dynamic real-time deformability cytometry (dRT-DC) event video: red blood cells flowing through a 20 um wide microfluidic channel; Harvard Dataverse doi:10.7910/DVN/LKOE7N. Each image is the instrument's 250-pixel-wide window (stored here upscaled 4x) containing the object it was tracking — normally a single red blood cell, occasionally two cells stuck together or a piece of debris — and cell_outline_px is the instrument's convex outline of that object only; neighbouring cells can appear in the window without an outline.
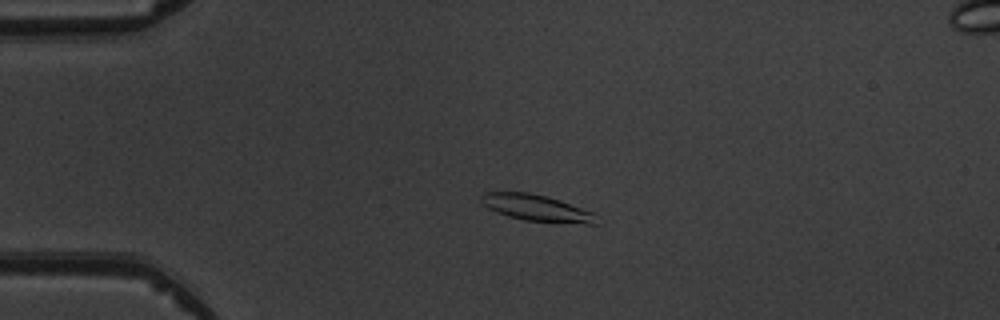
{"species": "common noctule bat (a hibernating species)", "species_latin": "Nyctalus noctula", "temperature_condition": "warm", "stored_images_in_passage": 5, "camera_frame_rate_fps": 3000, "um_per_image_px": 0.085, "animal": {"sex": "male", "body_mass_g": 19.5, "forearm_length_mm": 54.6}, "frame": {"image": 1, "passage_image": 4, "time_ms": 3.667, "image_size_px": [1000, 320], "cell_outline_px": [[600, 224], [584, 224], [524, 220], [508, 216], [496, 212], [488, 208], [480, 200], [480, 196], [484, 192], [528, 192], [548, 196], [560, 200], [592, 212]], "centroid_in_image_um": [45.6, 17.67], "position_along_channel_um": 39.4, "area_um2": 17.74}}